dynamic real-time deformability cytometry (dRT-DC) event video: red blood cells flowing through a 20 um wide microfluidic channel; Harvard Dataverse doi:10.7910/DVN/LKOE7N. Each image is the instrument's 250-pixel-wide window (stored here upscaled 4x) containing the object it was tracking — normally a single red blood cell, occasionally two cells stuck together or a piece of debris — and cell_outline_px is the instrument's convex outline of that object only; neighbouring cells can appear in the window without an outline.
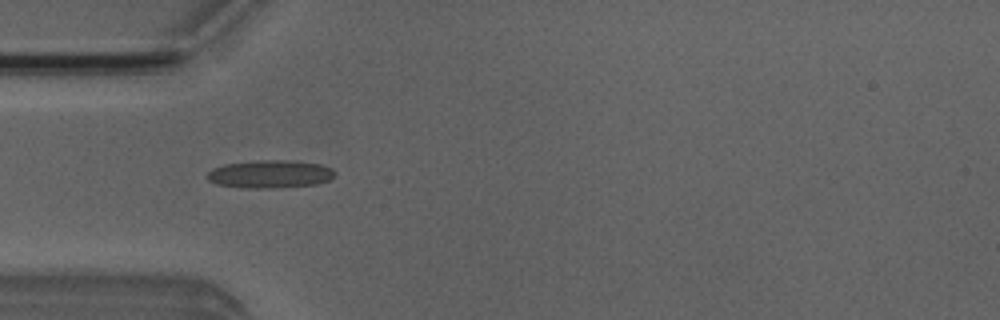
{"species": "Egyptian fruit bat (a non-hibernating species)", "species_latin": "Rousettus aegyptiacus", "temperature_condition": "room temperature", "stored_images_in_passage": 35, "camera_frame_rate_fps": 3000, "um_per_image_px": 0.085, "animal": {"sex": "male"}, "frame": {"image": 1, "passage_image": 1, "time_ms": 0.0, "image_size_px": [1000, 320], "cell_outline_px": [[336, 176], [328, 180], [316, 184], [272, 188], [240, 188], [216, 184], [208, 180], [208, 172], [212, 168], [224, 164], [264, 160], [284, 160], [320, 164], [332, 168], [336, 172]], "centroid_in_image_um": [22.95, 14.8], "position_along_channel_um": 62.0, "area_um2": 20.75}}
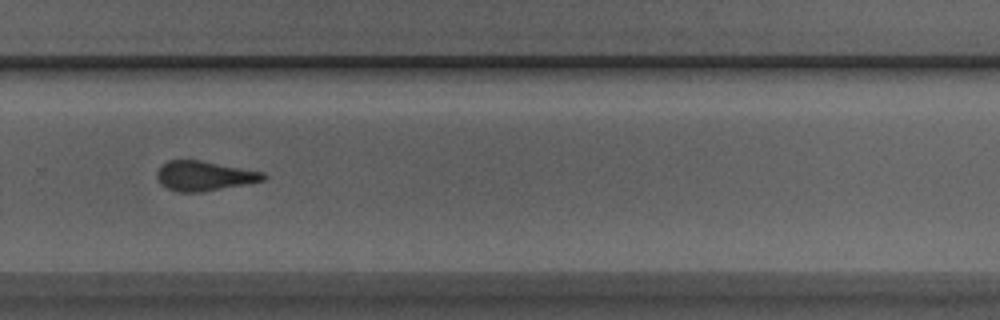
{"frame": {"image": 2, "passage_image": 20, "time_ms": 6.333, "image_size_px": [1000, 320], "cell_outline_px": [[268, 176], [264, 180], [204, 192], [176, 192], [160, 184], [156, 176], [156, 172], [168, 160], [200, 160], [264, 172]], "centroid_in_image_um": [17.35, 14.95], "position_along_channel_um": 312.4, "area_um2": 18.38}}
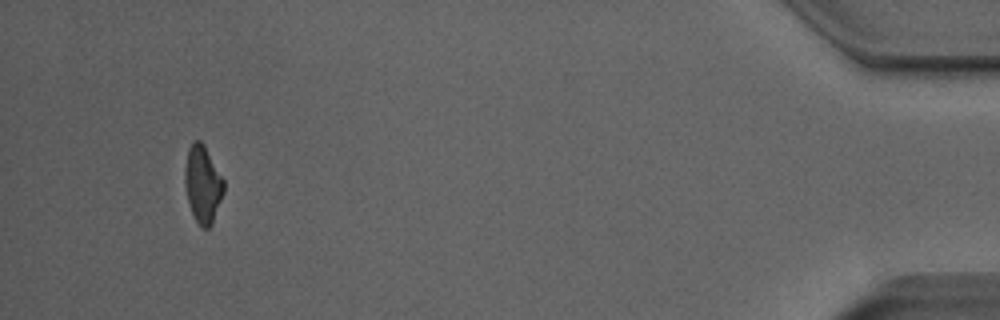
{"frame": {"image": 3, "passage_image": 34, "time_ms": 11.0, "image_size_px": [1000, 320], "cell_outline_px": [[224, 192], [212, 224], [208, 228], [200, 228], [192, 212], [188, 200], [184, 184], [184, 168], [188, 148], [192, 140], [200, 140], [204, 144], [224, 180]], "centroid_in_image_um": [17.22, 15.63], "position_along_channel_um": 418.0, "area_um2": 17.63}}